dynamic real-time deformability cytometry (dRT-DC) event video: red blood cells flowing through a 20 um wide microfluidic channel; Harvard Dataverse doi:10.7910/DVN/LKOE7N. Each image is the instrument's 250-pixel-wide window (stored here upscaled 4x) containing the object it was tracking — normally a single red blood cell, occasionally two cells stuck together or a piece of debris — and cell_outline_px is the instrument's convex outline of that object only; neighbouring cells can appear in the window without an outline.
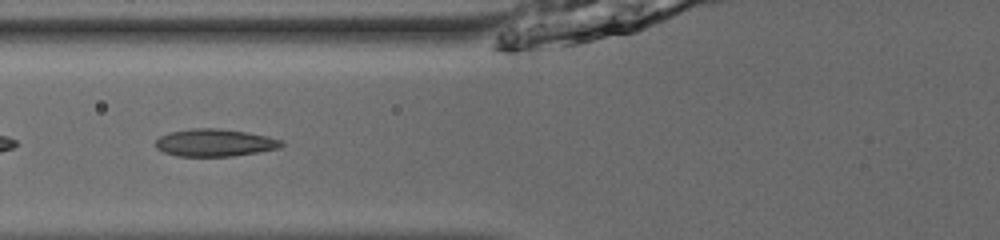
{"species": "common noctule bat (a hibernating species)", "species_latin": "Nyctalus noctula", "temperature_condition": "room temperature", "stored_images_in_passage": 24, "camera_frame_rate_fps": 3000, "um_per_image_px": 0.085, "animal": {"sex": "male", "body_mass_g": 13.0, "forearm_length_mm": 53.1}, "frame": {"image": 1, "passage_image": 8, "time_ms": 2.333, "image_size_px": [1000, 240], "cell_outline_px": [[284, 144], [280, 148], [260, 152], [232, 156], [176, 156], [164, 152], [156, 148], [152, 144], [160, 136], [172, 132], [192, 128], [220, 128], [248, 132], [268, 136], [284, 140]], "centroid_in_image_um": [18.28, 12.13], "position_along_channel_um": 107.5, "area_um2": 20.4}}
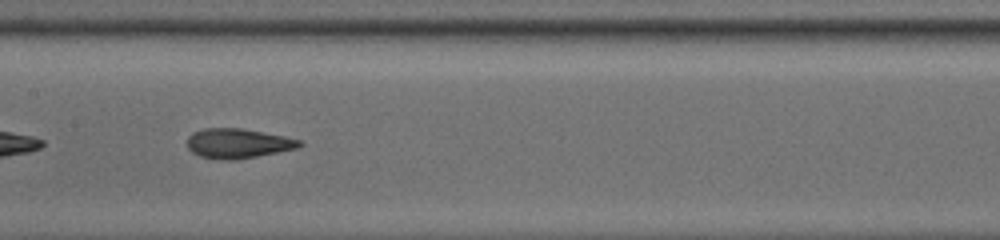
{"frame": {"image": 2, "passage_image": 14, "time_ms": 4.333, "image_size_px": [1000, 240], "cell_outline_px": [[304, 144], [300, 148], [256, 156], [232, 160], [220, 160], [200, 156], [192, 152], [188, 148], [188, 136], [192, 132], [204, 128], [240, 128], [284, 136], [304, 140]], "centroid_in_image_um": [20.25, 12.18], "position_along_channel_um": 187.1, "area_um2": 19.54}}
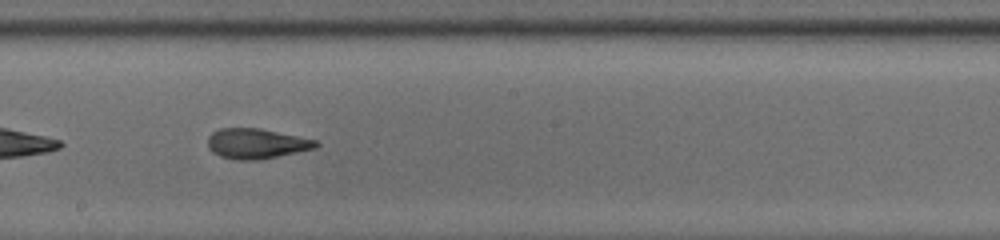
{"frame": {"image": 3, "passage_image": 17, "time_ms": 5.333, "image_size_px": [1000, 240], "cell_outline_px": [[320, 144], [316, 148], [260, 160], [236, 160], [220, 156], [212, 152], [208, 148], [208, 136], [212, 132], [220, 128], [260, 128], [316, 140]], "centroid_in_image_um": [21.78, 12.21], "position_along_channel_um": 226.4, "area_um2": 19.07}}